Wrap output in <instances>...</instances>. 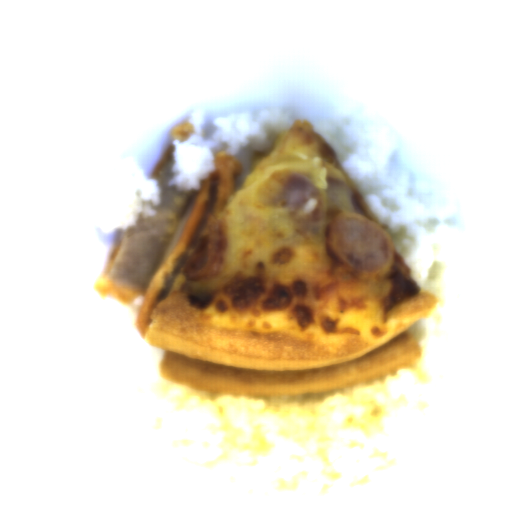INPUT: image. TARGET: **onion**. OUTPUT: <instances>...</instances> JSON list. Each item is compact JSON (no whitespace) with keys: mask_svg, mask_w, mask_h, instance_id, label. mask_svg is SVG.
Listing matches in <instances>:
<instances>
[{"mask_svg":"<svg viewBox=\"0 0 512 512\" xmlns=\"http://www.w3.org/2000/svg\"><path fill=\"white\" fill-rule=\"evenodd\" d=\"M318 190L306 174H295L282 187L276 198L286 209L302 208L315 198Z\"/></svg>","mask_w":512,"mask_h":512,"instance_id":"06740285","label":"onion"},{"mask_svg":"<svg viewBox=\"0 0 512 512\" xmlns=\"http://www.w3.org/2000/svg\"><path fill=\"white\" fill-rule=\"evenodd\" d=\"M325 192L327 198L336 205L341 213L360 211L364 214L355 190L343 180L332 176L326 178Z\"/></svg>","mask_w":512,"mask_h":512,"instance_id":"6bf65262","label":"onion"}]
</instances>
